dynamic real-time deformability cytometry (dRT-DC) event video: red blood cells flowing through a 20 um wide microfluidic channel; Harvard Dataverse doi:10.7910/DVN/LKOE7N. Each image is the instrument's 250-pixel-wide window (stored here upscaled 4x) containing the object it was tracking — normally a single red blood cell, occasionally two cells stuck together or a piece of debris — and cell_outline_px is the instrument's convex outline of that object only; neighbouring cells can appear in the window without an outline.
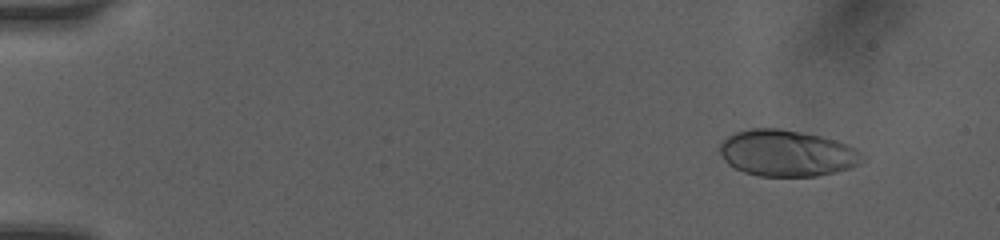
{"species": "human", "species_latin": "Homo sapiens", "temperature_condition": "room temperature", "stored_images_in_passage": 23, "camera_frame_rate_fps": 3000, "um_per_image_px": 0.085, "donor": {"sex": "female"}, "frame": {"image": 1, "passage_image": 6, "time_ms": 1.333, "image_size_px": [1000, 240], "cell_outline_px": [[868, 156], [860, 164], [852, 168], [816, 176], [760, 176], [744, 172], [728, 164], [724, 160], [720, 152], [720, 144], [728, 136], [736, 132], [752, 128], [776, 128], [800, 132], [820, 136], [836, 140], [848, 144], [864, 152]], "centroid_in_image_um": [66.96, 13.02], "position_along_channel_um": 18.0, "area_um2": 38.73}}
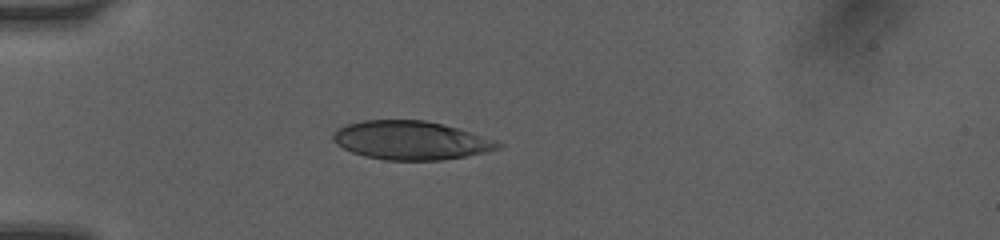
{"frame": {"image": 2, "passage_image": 20, "time_ms": 4.667, "image_size_px": [1000, 240], "cell_outline_px": [[504, 144], [500, 148], [484, 152], [464, 156], [440, 160], [384, 160], [364, 156], [352, 152], [336, 144], [332, 140], [332, 132], [348, 124], [364, 120], [424, 120], [444, 124], [496, 140]], "centroid_in_image_um": [34.9, 11.93], "position_along_channel_um": 50.1, "area_um2": 36.99}}